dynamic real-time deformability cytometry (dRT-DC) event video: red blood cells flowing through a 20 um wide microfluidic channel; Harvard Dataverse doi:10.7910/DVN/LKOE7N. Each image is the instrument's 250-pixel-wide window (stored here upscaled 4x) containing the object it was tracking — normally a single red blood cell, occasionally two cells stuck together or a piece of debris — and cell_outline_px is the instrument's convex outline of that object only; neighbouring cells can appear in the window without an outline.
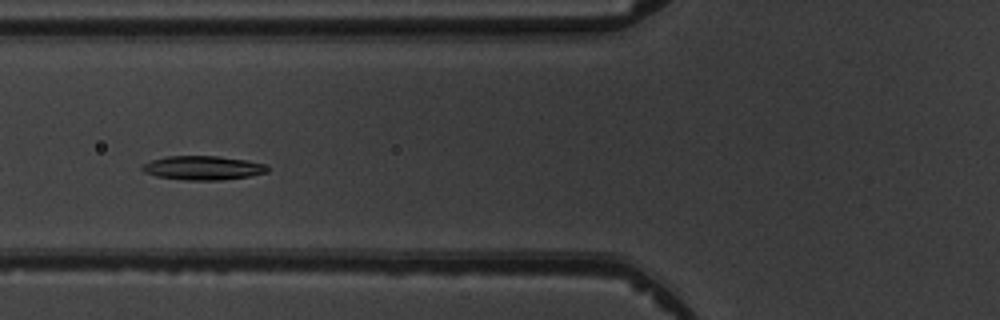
{"species": "common noctule bat (a hibernating species)", "species_latin": "Nyctalus noctula", "temperature_condition": "warm", "stored_images_in_passage": 6, "camera_frame_rate_fps": 3000, "um_per_image_px": 0.085, "animal": {"sex": "male", "body_mass_g": 19.5, "forearm_length_mm": 54.6}, "frame": {"image": 1, "passage_image": 3, "time_ms": 2.333, "image_size_px": [1000, 320], "cell_outline_px": [[268, 172], [248, 176], [220, 180], [188, 180], [156, 176], [144, 172], [140, 168], [144, 164], [152, 160], [168, 156], [220, 156], [248, 160], [268, 164]], "centroid_in_image_um": [17.28, 14.26], "position_along_channel_um": 108.5, "area_um2": 17.51}}
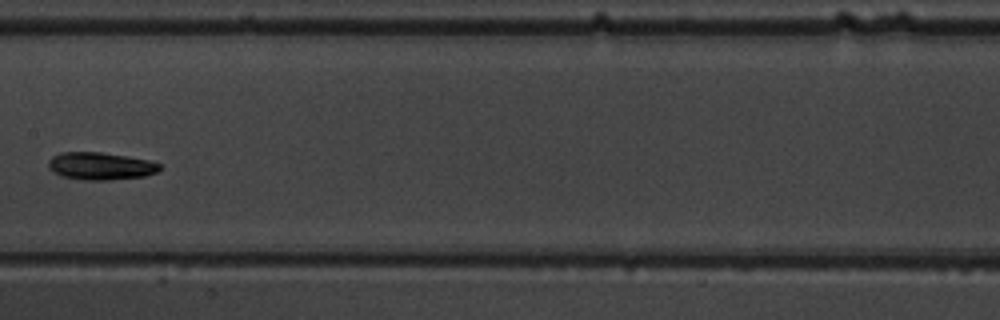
{"frame": {"image": 2, "passage_image": 5, "time_ms": 4.667, "image_size_px": [1000, 320], "cell_outline_px": [[160, 168], [156, 172], [144, 176], [108, 180], [88, 180], [60, 176], [52, 172], [48, 168], [48, 160], [52, 156], [60, 152], [100, 152], [128, 156], [148, 160], [160, 164]], "centroid_in_image_um": [8.49, 14.11], "position_along_channel_um": 198.9, "area_um2": 17.86}}
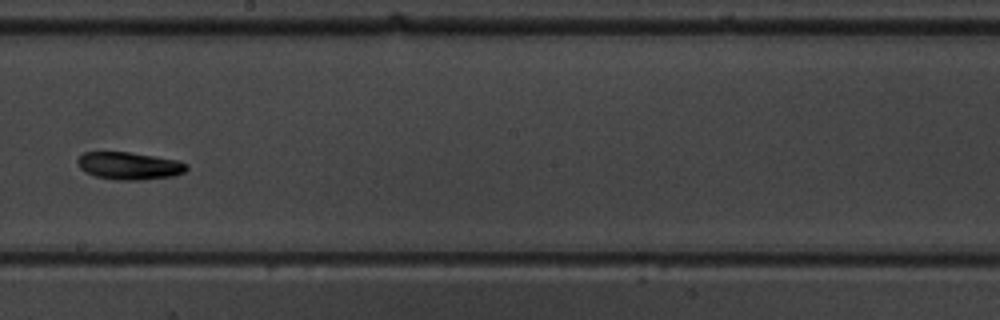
{"frame": {"image": 3, "passage_image": 6, "time_ms": 5.667, "image_size_px": [1000, 320], "cell_outline_px": [[188, 168], [184, 172], [176, 176], [144, 180], [116, 180], [96, 176], [84, 172], [80, 168], [76, 160], [84, 152], [128, 152], [176, 160], [188, 164]], "centroid_in_image_um": [10.99, 14.11], "position_along_channel_um": 237.2, "area_um2": 17.51}}